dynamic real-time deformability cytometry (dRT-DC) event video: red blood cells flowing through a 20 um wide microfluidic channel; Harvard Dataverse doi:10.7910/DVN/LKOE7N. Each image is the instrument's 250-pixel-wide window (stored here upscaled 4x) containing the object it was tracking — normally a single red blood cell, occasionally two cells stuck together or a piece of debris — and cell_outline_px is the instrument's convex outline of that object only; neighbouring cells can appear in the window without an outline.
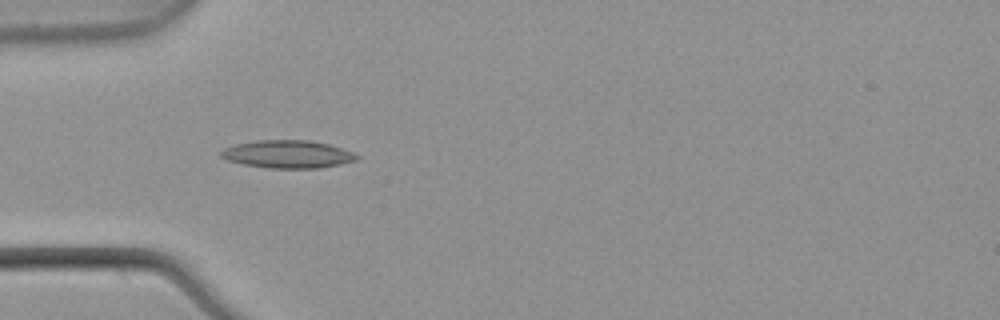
{"species": "common noctule bat (a hibernating species)", "species_latin": "Nyctalus noctula", "temperature_condition": "warm", "stored_images_in_passage": 20, "camera_frame_rate_fps": 3000, "um_per_image_px": 0.085, "animal": {"sex": "male", "body_mass_g": 21.5, "forearm_length_mm": 52.0}, "frame": {"image": 1, "passage_image": 4, "time_ms": 1.0, "image_size_px": [1000, 320], "cell_outline_px": [[360, 156], [356, 160], [340, 164], [320, 168], [268, 168], [244, 164], [228, 160], [220, 156], [220, 152], [224, 148], [236, 144], [256, 140], [308, 140], [328, 144], [352, 152]], "centroid_in_image_um": [24.44, 13.1], "position_along_channel_um": 60.6, "area_um2": 21.85}}
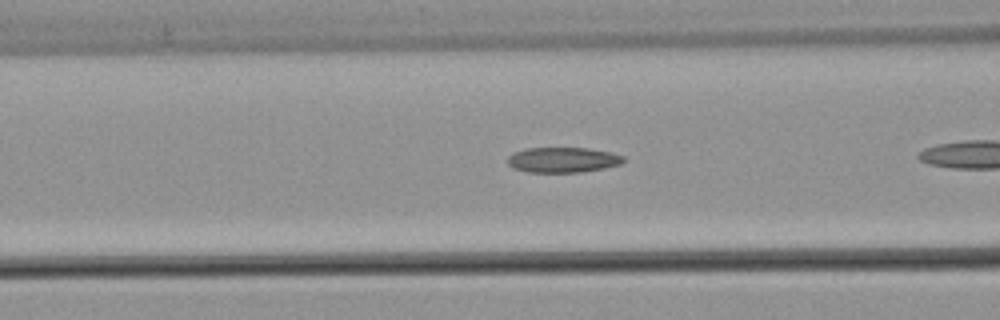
{"frame": {"image": 2, "passage_image": 6, "time_ms": 1.667, "image_size_px": [1000, 320], "cell_outline_px": [[624, 160], [620, 164], [604, 168], [584, 172], [528, 172], [512, 168], [508, 164], [508, 156], [512, 152], [528, 148], [588, 148], [608, 152], [624, 156]], "centroid_in_image_um": [47.8, 13.59], "position_along_channel_um": 118.8, "area_um2": 17.05}}
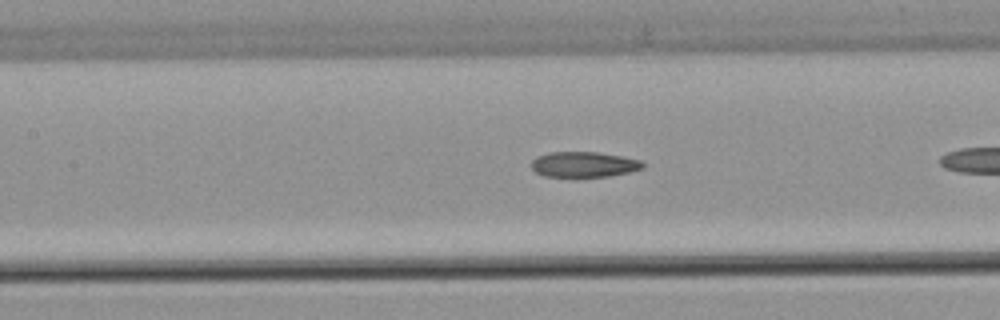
{"frame": {"image": 3, "passage_image": 9, "time_ms": 2.667, "image_size_px": [1000, 320], "cell_outline_px": [[644, 168], [628, 172], [608, 176], [544, 176], [536, 172], [532, 168], [532, 160], [536, 156], [548, 152], [596, 152], [620, 156], [640, 160], [644, 164]], "centroid_in_image_um": [49.6, 13.96], "position_along_channel_um": 157.8, "area_um2": 16.3}}